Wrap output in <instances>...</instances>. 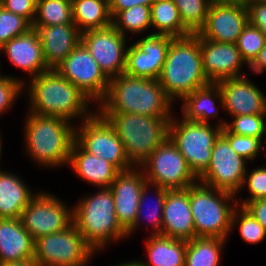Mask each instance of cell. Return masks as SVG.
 I'll list each match as a JSON object with an SVG mask.
<instances>
[{
	"mask_svg": "<svg viewBox=\"0 0 266 266\" xmlns=\"http://www.w3.org/2000/svg\"><path fill=\"white\" fill-rule=\"evenodd\" d=\"M172 103L159 80L122 73L110 79L98 112L173 117Z\"/></svg>",
	"mask_w": 266,
	"mask_h": 266,
	"instance_id": "cell-1",
	"label": "cell"
},
{
	"mask_svg": "<svg viewBox=\"0 0 266 266\" xmlns=\"http://www.w3.org/2000/svg\"><path fill=\"white\" fill-rule=\"evenodd\" d=\"M27 87L30 102L28 112L72 122L78 117L83 121L94 113L89 111L92 101L56 69L29 79Z\"/></svg>",
	"mask_w": 266,
	"mask_h": 266,
	"instance_id": "cell-2",
	"label": "cell"
},
{
	"mask_svg": "<svg viewBox=\"0 0 266 266\" xmlns=\"http://www.w3.org/2000/svg\"><path fill=\"white\" fill-rule=\"evenodd\" d=\"M159 82L174 103L210 84L203 71L198 33L171 39Z\"/></svg>",
	"mask_w": 266,
	"mask_h": 266,
	"instance_id": "cell-3",
	"label": "cell"
},
{
	"mask_svg": "<svg viewBox=\"0 0 266 266\" xmlns=\"http://www.w3.org/2000/svg\"><path fill=\"white\" fill-rule=\"evenodd\" d=\"M24 122L27 153L39 166L56 168L68 165L75 141L72 121L29 112Z\"/></svg>",
	"mask_w": 266,
	"mask_h": 266,
	"instance_id": "cell-4",
	"label": "cell"
},
{
	"mask_svg": "<svg viewBox=\"0 0 266 266\" xmlns=\"http://www.w3.org/2000/svg\"><path fill=\"white\" fill-rule=\"evenodd\" d=\"M72 209L73 224L95 252L104 249L109 241L127 238V232L117 220L110 188L82 197Z\"/></svg>",
	"mask_w": 266,
	"mask_h": 266,
	"instance_id": "cell-5",
	"label": "cell"
},
{
	"mask_svg": "<svg viewBox=\"0 0 266 266\" xmlns=\"http://www.w3.org/2000/svg\"><path fill=\"white\" fill-rule=\"evenodd\" d=\"M113 126L134 167L141 164L169 137L172 117H151L129 113H100Z\"/></svg>",
	"mask_w": 266,
	"mask_h": 266,
	"instance_id": "cell-6",
	"label": "cell"
},
{
	"mask_svg": "<svg viewBox=\"0 0 266 266\" xmlns=\"http://www.w3.org/2000/svg\"><path fill=\"white\" fill-rule=\"evenodd\" d=\"M235 196L201 182L189 187L190 209L196 237L224 240L228 238L232 231V215L238 205V200L234 199ZM231 201L233 202L232 207Z\"/></svg>",
	"mask_w": 266,
	"mask_h": 266,
	"instance_id": "cell-7",
	"label": "cell"
},
{
	"mask_svg": "<svg viewBox=\"0 0 266 266\" xmlns=\"http://www.w3.org/2000/svg\"><path fill=\"white\" fill-rule=\"evenodd\" d=\"M172 117L169 123V138L184 156L189 168L199 177L209 166L216 139L226 126L221 120L212 127L209 124Z\"/></svg>",
	"mask_w": 266,
	"mask_h": 266,
	"instance_id": "cell-8",
	"label": "cell"
},
{
	"mask_svg": "<svg viewBox=\"0 0 266 266\" xmlns=\"http://www.w3.org/2000/svg\"><path fill=\"white\" fill-rule=\"evenodd\" d=\"M94 253L73 223L34 241V260L40 266H85Z\"/></svg>",
	"mask_w": 266,
	"mask_h": 266,
	"instance_id": "cell-9",
	"label": "cell"
},
{
	"mask_svg": "<svg viewBox=\"0 0 266 266\" xmlns=\"http://www.w3.org/2000/svg\"><path fill=\"white\" fill-rule=\"evenodd\" d=\"M140 168L148 183L168 190L186 189L198 182V177L169 137L152 152Z\"/></svg>",
	"mask_w": 266,
	"mask_h": 266,
	"instance_id": "cell-10",
	"label": "cell"
},
{
	"mask_svg": "<svg viewBox=\"0 0 266 266\" xmlns=\"http://www.w3.org/2000/svg\"><path fill=\"white\" fill-rule=\"evenodd\" d=\"M75 127V141L88 153L113 164L119 171L134 167L113 126L98 111Z\"/></svg>",
	"mask_w": 266,
	"mask_h": 266,
	"instance_id": "cell-11",
	"label": "cell"
},
{
	"mask_svg": "<svg viewBox=\"0 0 266 266\" xmlns=\"http://www.w3.org/2000/svg\"><path fill=\"white\" fill-rule=\"evenodd\" d=\"M246 162L220 134L214 143L210 164L198 180L209 187L238 195L248 172Z\"/></svg>",
	"mask_w": 266,
	"mask_h": 266,
	"instance_id": "cell-12",
	"label": "cell"
},
{
	"mask_svg": "<svg viewBox=\"0 0 266 266\" xmlns=\"http://www.w3.org/2000/svg\"><path fill=\"white\" fill-rule=\"evenodd\" d=\"M52 193L37 192L20 217L25 230L37 238L65 230L73 223V209Z\"/></svg>",
	"mask_w": 266,
	"mask_h": 266,
	"instance_id": "cell-13",
	"label": "cell"
},
{
	"mask_svg": "<svg viewBox=\"0 0 266 266\" xmlns=\"http://www.w3.org/2000/svg\"><path fill=\"white\" fill-rule=\"evenodd\" d=\"M55 69L92 103H100L104 99L110 80L82 42Z\"/></svg>",
	"mask_w": 266,
	"mask_h": 266,
	"instance_id": "cell-14",
	"label": "cell"
},
{
	"mask_svg": "<svg viewBox=\"0 0 266 266\" xmlns=\"http://www.w3.org/2000/svg\"><path fill=\"white\" fill-rule=\"evenodd\" d=\"M126 37L113 25L82 33L81 42L109 80L125 71Z\"/></svg>",
	"mask_w": 266,
	"mask_h": 266,
	"instance_id": "cell-15",
	"label": "cell"
},
{
	"mask_svg": "<svg viewBox=\"0 0 266 266\" xmlns=\"http://www.w3.org/2000/svg\"><path fill=\"white\" fill-rule=\"evenodd\" d=\"M172 38L150 33L128 46L124 73L159 80Z\"/></svg>",
	"mask_w": 266,
	"mask_h": 266,
	"instance_id": "cell-16",
	"label": "cell"
},
{
	"mask_svg": "<svg viewBox=\"0 0 266 266\" xmlns=\"http://www.w3.org/2000/svg\"><path fill=\"white\" fill-rule=\"evenodd\" d=\"M247 23V8L243 0L210 5L206 23L198 34L210 41L236 44Z\"/></svg>",
	"mask_w": 266,
	"mask_h": 266,
	"instance_id": "cell-17",
	"label": "cell"
},
{
	"mask_svg": "<svg viewBox=\"0 0 266 266\" xmlns=\"http://www.w3.org/2000/svg\"><path fill=\"white\" fill-rule=\"evenodd\" d=\"M147 182L142 169L132 167L119 171L109 187L113 194L117 220L126 232L134 225L140 195Z\"/></svg>",
	"mask_w": 266,
	"mask_h": 266,
	"instance_id": "cell-18",
	"label": "cell"
},
{
	"mask_svg": "<svg viewBox=\"0 0 266 266\" xmlns=\"http://www.w3.org/2000/svg\"><path fill=\"white\" fill-rule=\"evenodd\" d=\"M219 85L224 111L232 117L248 114H266V96L246 75L224 79Z\"/></svg>",
	"mask_w": 266,
	"mask_h": 266,
	"instance_id": "cell-19",
	"label": "cell"
},
{
	"mask_svg": "<svg viewBox=\"0 0 266 266\" xmlns=\"http://www.w3.org/2000/svg\"><path fill=\"white\" fill-rule=\"evenodd\" d=\"M200 50L204 74L210 83L241 77L242 59L236 44L220 43L200 36Z\"/></svg>",
	"mask_w": 266,
	"mask_h": 266,
	"instance_id": "cell-20",
	"label": "cell"
},
{
	"mask_svg": "<svg viewBox=\"0 0 266 266\" xmlns=\"http://www.w3.org/2000/svg\"><path fill=\"white\" fill-rule=\"evenodd\" d=\"M162 236L189 241L196 237L189 187L168 190L164 201Z\"/></svg>",
	"mask_w": 266,
	"mask_h": 266,
	"instance_id": "cell-21",
	"label": "cell"
},
{
	"mask_svg": "<svg viewBox=\"0 0 266 266\" xmlns=\"http://www.w3.org/2000/svg\"><path fill=\"white\" fill-rule=\"evenodd\" d=\"M0 51L4 52L10 63L31 75L30 79L50 70L45 63L42 43L34 28L6 42Z\"/></svg>",
	"mask_w": 266,
	"mask_h": 266,
	"instance_id": "cell-22",
	"label": "cell"
},
{
	"mask_svg": "<svg viewBox=\"0 0 266 266\" xmlns=\"http://www.w3.org/2000/svg\"><path fill=\"white\" fill-rule=\"evenodd\" d=\"M42 43L43 57L50 69H55L81 42L82 33L75 24L32 25Z\"/></svg>",
	"mask_w": 266,
	"mask_h": 266,
	"instance_id": "cell-23",
	"label": "cell"
},
{
	"mask_svg": "<svg viewBox=\"0 0 266 266\" xmlns=\"http://www.w3.org/2000/svg\"><path fill=\"white\" fill-rule=\"evenodd\" d=\"M68 165L84 181L100 188H109L119 172L110 162L86 152L76 141Z\"/></svg>",
	"mask_w": 266,
	"mask_h": 266,
	"instance_id": "cell-24",
	"label": "cell"
},
{
	"mask_svg": "<svg viewBox=\"0 0 266 266\" xmlns=\"http://www.w3.org/2000/svg\"><path fill=\"white\" fill-rule=\"evenodd\" d=\"M34 258V240L20 218H0V265Z\"/></svg>",
	"mask_w": 266,
	"mask_h": 266,
	"instance_id": "cell-25",
	"label": "cell"
},
{
	"mask_svg": "<svg viewBox=\"0 0 266 266\" xmlns=\"http://www.w3.org/2000/svg\"><path fill=\"white\" fill-rule=\"evenodd\" d=\"M35 195L20 177L0 170V218H20Z\"/></svg>",
	"mask_w": 266,
	"mask_h": 266,
	"instance_id": "cell-26",
	"label": "cell"
},
{
	"mask_svg": "<svg viewBox=\"0 0 266 266\" xmlns=\"http://www.w3.org/2000/svg\"><path fill=\"white\" fill-rule=\"evenodd\" d=\"M215 99L220 102L223 108L222 92L217 83H210L194 90L183 99L182 117L188 121L209 124V118H216L219 113Z\"/></svg>",
	"mask_w": 266,
	"mask_h": 266,
	"instance_id": "cell-27",
	"label": "cell"
},
{
	"mask_svg": "<svg viewBox=\"0 0 266 266\" xmlns=\"http://www.w3.org/2000/svg\"><path fill=\"white\" fill-rule=\"evenodd\" d=\"M187 241L162 235H150L146 240L145 266H185Z\"/></svg>",
	"mask_w": 266,
	"mask_h": 266,
	"instance_id": "cell-28",
	"label": "cell"
},
{
	"mask_svg": "<svg viewBox=\"0 0 266 266\" xmlns=\"http://www.w3.org/2000/svg\"><path fill=\"white\" fill-rule=\"evenodd\" d=\"M73 22L81 33L112 25L109 0H71Z\"/></svg>",
	"mask_w": 266,
	"mask_h": 266,
	"instance_id": "cell-29",
	"label": "cell"
},
{
	"mask_svg": "<svg viewBox=\"0 0 266 266\" xmlns=\"http://www.w3.org/2000/svg\"><path fill=\"white\" fill-rule=\"evenodd\" d=\"M153 34L184 37L191 33L184 27L173 0H155L150 7Z\"/></svg>",
	"mask_w": 266,
	"mask_h": 266,
	"instance_id": "cell-30",
	"label": "cell"
},
{
	"mask_svg": "<svg viewBox=\"0 0 266 266\" xmlns=\"http://www.w3.org/2000/svg\"><path fill=\"white\" fill-rule=\"evenodd\" d=\"M225 243L224 239L207 237L187 241L185 266H219Z\"/></svg>",
	"mask_w": 266,
	"mask_h": 266,
	"instance_id": "cell-31",
	"label": "cell"
},
{
	"mask_svg": "<svg viewBox=\"0 0 266 266\" xmlns=\"http://www.w3.org/2000/svg\"><path fill=\"white\" fill-rule=\"evenodd\" d=\"M149 187L155 188L154 197H156V200H155V203H153L155 204L154 206H152L153 208L151 207H150L151 209L149 208L151 211L149 212L148 210L149 213L146 212V214L144 215L143 208H144V205L145 207H147L145 202L148 198L147 195H148ZM167 191L168 189L163 188L158 185H152L148 182L145 184V186L142 189L141 195H140L139 208H138L136 220L134 222V225L127 231V236H131L130 234L134 233L135 229L139 227V223H141L140 221L143 218L142 216H145L146 220L147 219L151 220L152 229H154L152 230L153 231L152 235H162L163 209H164V201L167 195Z\"/></svg>",
	"mask_w": 266,
	"mask_h": 266,
	"instance_id": "cell-32",
	"label": "cell"
},
{
	"mask_svg": "<svg viewBox=\"0 0 266 266\" xmlns=\"http://www.w3.org/2000/svg\"><path fill=\"white\" fill-rule=\"evenodd\" d=\"M74 24L71 0H37V13L32 25Z\"/></svg>",
	"mask_w": 266,
	"mask_h": 266,
	"instance_id": "cell-33",
	"label": "cell"
},
{
	"mask_svg": "<svg viewBox=\"0 0 266 266\" xmlns=\"http://www.w3.org/2000/svg\"><path fill=\"white\" fill-rule=\"evenodd\" d=\"M112 25L124 36L126 32L139 34L151 27L150 7L137 5L119 11L112 18Z\"/></svg>",
	"mask_w": 266,
	"mask_h": 266,
	"instance_id": "cell-34",
	"label": "cell"
},
{
	"mask_svg": "<svg viewBox=\"0 0 266 266\" xmlns=\"http://www.w3.org/2000/svg\"><path fill=\"white\" fill-rule=\"evenodd\" d=\"M184 27L191 33L197 34L205 25L209 4L206 0H173Z\"/></svg>",
	"mask_w": 266,
	"mask_h": 266,
	"instance_id": "cell-35",
	"label": "cell"
},
{
	"mask_svg": "<svg viewBox=\"0 0 266 266\" xmlns=\"http://www.w3.org/2000/svg\"><path fill=\"white\" fill-rule=\"evenodd\" d=\"M239 223V233L243 241L257 244L264 240L266 231L264 227L243 206L237 205L232 215V229Z\"/></svg>",
	"mask_w": 266,
	"mask_h": 266,
	"instance_id": "cell-36",
	"label": "cell"
},
{
	"mask_svg": "<svg viewBox=\"0 0 266 266\" xmlns=\"http://www.w3.org/2000/svg\"><path fill=\"white\" fill-rule=\"evenodd\" d=\"M265 42L266 36L258 28L249 22L244 26L236 45L248 67L258 57L265 46Z\"/></svg>",
	"mask_w": 266,
	"mask_h": 266,
	"instance_id": "cell-37",
	"label": "cell"
},
{
	"mask_svg": "<svg viewBox=\"0 0 266 266\" xmlns=\"http://www.w3.org/2000/svg\"><path fill=\"white\" fill-rule=\"evenodd\" d=\"M225 128L234 134L262 139L265 137V114H248L232 118Z\"/></svg>",
	"mask_w": 266,
	"mask_h": 266,
	"instance_id": "cell-38",
	"label": "cell"
},
{
	"mask_svg": "<svg viewBox=\"0 0 266 266\" xmlns=\"http://www.w3.org/2000/svg\"><path fill=\"white\" fill-rule=\"evenodd\" d=\"M32 25L22 16L5 10L0 5V48L12 38L25 34Z\"/></svg>",
	"mask_w": 266,
	"mask_h": 266,
	"instance_id": "cell-39",
	"label": "cell"
},
{
	"mask_svg": "<svg viewBox=\"0 0 266 266\" xmlns=\"http://www.w3.org/2000/svg\"><path fill=\"white\" fill-rule=\"evenodd\" d=\"M221 134L229 141L233 150L247 161L254 160L262 147L260 138L249 137L245 135H237L229 132L225 127L222 128Z\"/></svg>",
	"mask_w": 266,
	"mask_h": 266,
	"instance_id": "cell-40",
	"label": "cell"
},
{
	"mask_svg": "<svg viewBox=\"0 0 266 266\" xmlns=\"http://www.w3.org/2000/svg\"><path fill=\"white\" fill-rule=\"evenodd\" d=\"M242 187H247L250 197L238 205L244 206L248 201L266 199V166L253 169L249 174L246 172Z\"/></svg>",
	"mask_w": 266,
	"mask_h": 266,
	"instance_id": "cell-41",
	"label": "cell"
},
{
	"mask_svg": "<svg viewBox=\"0 0 266 266\" xmlns=\"http://www.w3.org/2000/svg\"><path fill=\"white\" fill-rule=\"evenodd\" d=\"M25 83L14 76L0 75V115L13 106Z\"/></svg>",
	"mask_w": 266,
	"mask_h": 266,
	"instance_id": "cell-42",
	"label": "cell"
},
{
	"mask_svg": "<svg viewBox=\"0 0 266 266\" xmlns=\"http://www.w3.org/2000/svg\"><path fill=\"white\" fill-rule=\"evenodd\" d=\"M0 5L33 24L37 13V0H0Z\"/></svg>",
	"mask_w": 266,
	"mask_h": 266,
	"instance_id": "cell-43",
	"label": "cell"
},
{
	"mask_svg": "<svg viewBox=\"0 0 266 266\" xmlns=\"http://www.w3.org/2000/svg\"><path fill=\"white\" fill-rule=\"evenodd\" d=\"M248 22L258 28L266 36V1H244Z\"/></svg>",
	"mask_w": 266,
	"mask_h": 266,
	"instance_id": "cell-44",
	"label": "cell"
},
{
	"mask_svg": "<svg viewBox=\"0 0 266 266\" xmlns=\"http://www.w3.org/2000/svg\"><path fill=\"white\" fill-rule=\"evenodd\" d=\"M155 0H109V9L113 18L119 11L131 8L137 5L151 7Z\"/></svg>",
	"mask_w": 266,
	"mask_h": 266,
	"instance_id": "cell-45",
	"label": "cell"
},
{
	"mask_svg": "<svg viewBox=\"0 0 266 266\" xmlns=\"http://www.w3.org/2000/svg\"><path fill=\"white\" fill-rule=\"evenodd\" d=\"M243 207L255 217L266 231V199L248 201Z\"/></svg>",
	"mask_w": 266,
	"mask_h": 266,
	"instance_id": "cell-46",
	"label": "cell"
},
{
	"mask_svg": "<svg viewBox=\"0 0 266 266\" xmlns=\"http://www.w3.org/2000/svg\"><path fill=\"white\" fill-rule=\"evenodd\" d=\"M249 68L256 74H261L266 70V42L264 48L260 51L258 57Z\"/></svg>",
	"mask_w": 266,
	"mask_h": 266,
	"instance_id": "cell-47",
	"label": "cell"
},
{
	"mask_svg": "<svg viewBox=\"0 0 266 266\" xmlns=\"http://www.w3.org/2000/svg\"><path fill=\"white\" fill-rule=\"evenodd\" d=\"M0 266H40L34 258L19 260V261H12L9 263L2 264Z\"/></svg>",
	"mask_w": 266,
	"mask_h": 266,
	"instance_id": "cell-48",
	"label": "cell"
},
{
	"mask_svg": "<svg viewBox=\"0 0 266 266\" xmlns=\"http://www.w3.org/2000/svg\"><path fill=\"white\" fill-rule=\"evenodd\" d=\"M116 266H145V264L143 263V261H140V260H138V261H130V262H123V263H121V264H118V265H116Z\"/></svg>",
	"mask_w": 266,
	"mask_h": 266,
	"instance_id": "cell-49",
	"label": "cell"
},
{
	"mask_svg": "<svg viewBox=\"0 0 266 266\" xmlns=\"http://www.w3.org/2000/svg\"><path fill=\"white\" fill-rule=\"evenodd\" d=\"M234 0H206L209 5L226 4Z\"/></svg>",
	"mask_w": 266,
	"mask_h": 266,
	"instance_id": "cell-50",
	"label": "cell"
},
{
	"mask_svg": "<svg viewBox=\"0 0 266 266\" xmlns=\"http://www.w3.org/2000/svg\"><path fill=\"white\" fill-rule=\"evenodd\" d=\"M1 136H0V157H1V152H2V141H1ZM1 170V169H0Z\"/></svg>",
	"mask_w": 266,
	"mask_h": 266,
	"instance_id": "cell-51",
	"label": "cell"
},
{
	"mask_svg": "<svg viewBox=\"0 0 266 266\" xmlns=\"http://www.w3.org/2000/svg\"><path fill=\"white\" fill-rule=\"evenodd\" d=\"M243 1H266V0H243Z\"/></svg>",
	"mask_w": 266,
	"mask_h": 266,
	"instance_id": "cell-52",
	"label": "cell"
},
{
	"mask_svg": "<svg viewBox=\"0 0 266 266\" xmlns=\"http://www.w3.org/2000/svg\"><path fill=\"white\" fill-rule=\"evenodd\" d=\"M265 136H266V114H265Z\"/></svg>",
	"mask_w": 266,
	"mask_h": 266,
	"instance_id": "cell-53",
	"label": "cell"
}]
</instances>
